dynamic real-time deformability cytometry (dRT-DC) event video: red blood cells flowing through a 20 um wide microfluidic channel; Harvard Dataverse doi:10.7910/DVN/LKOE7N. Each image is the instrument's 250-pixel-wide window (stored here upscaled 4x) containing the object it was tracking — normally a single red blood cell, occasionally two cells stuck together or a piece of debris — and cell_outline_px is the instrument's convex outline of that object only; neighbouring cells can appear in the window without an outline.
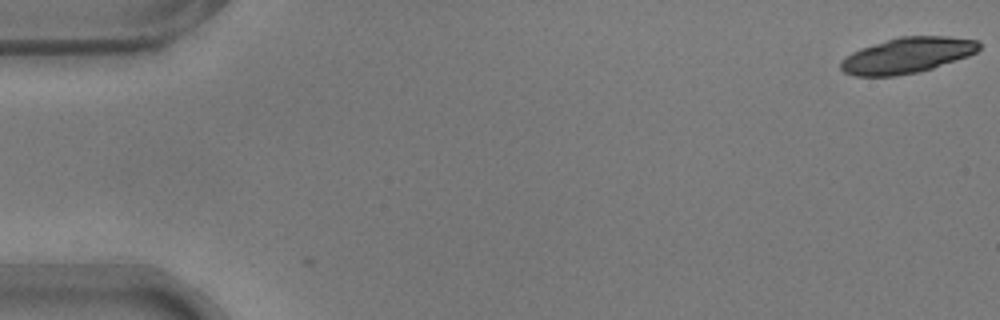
{"species": "common noctule bat (a hibernating species)", "species_latin": "Nyctalus noctula", "temperature_condition": "warm", "stored_images_in_passage": 2, "camera_frame_rate_fps": 3000, "um_per_image_px": 0.085, "animal": {"sex": "male", "body_mass_g": 17.9}, "frame": {"image": 1, "passage_image": 2, "time_ms": 0.333, "image_size_px": [1000, 320], "cell_outline_px": [[980, 48], [976, 52], [968, 56], [920, 72], [896, 76], [856, 76], [844, 72], [840, 68], [840, 60], [844, 56], [860, 48], [900, 36], [948, 36], [976, 40], [980, 44]], "centroid_in_image_um": [77.08, 4.71], "position_along_channel_um": 7.9, "area_um2": 28.78}}